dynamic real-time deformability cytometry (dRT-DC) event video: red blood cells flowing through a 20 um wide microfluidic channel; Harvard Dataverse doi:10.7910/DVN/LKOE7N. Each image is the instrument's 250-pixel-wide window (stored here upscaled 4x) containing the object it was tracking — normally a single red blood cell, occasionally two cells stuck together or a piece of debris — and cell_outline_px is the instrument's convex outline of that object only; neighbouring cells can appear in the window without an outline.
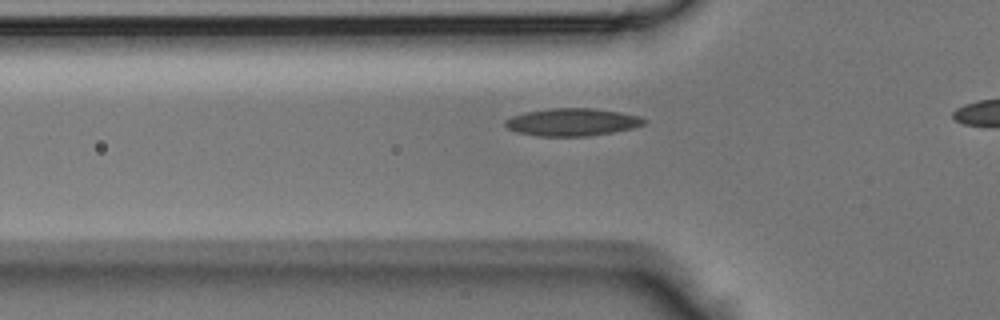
{"species": "Egyptian fruit bat (a non-hibernating species)", "species_latin": "Rousettus aegyptiacus", "temperature_condition": "room temperature", "stored_images_in_passage": 23, "camera_frame_rate_fps": 3000, "um_per_image_px": 0.085, "animal": {"sex": "male"}, "frame": {"image": 1, "passage_image": 7, "time_ms": 2.0, "image_size_px": [1000, 320], "cell_outline_px": [[648, 120], [644, 124], [632, 128], [612, 132], [588, 136], [540, 136], [516, 132], [508, 128], [504, 124], [504, 120], [512, 116], [524, 112], [548, 108], [592, 108], [620, 112], [640, 116]], "centroid_in_image_um": [48.62, 10.37], "position_along_channel_um": 77.2, "area_um2": 22.37}}
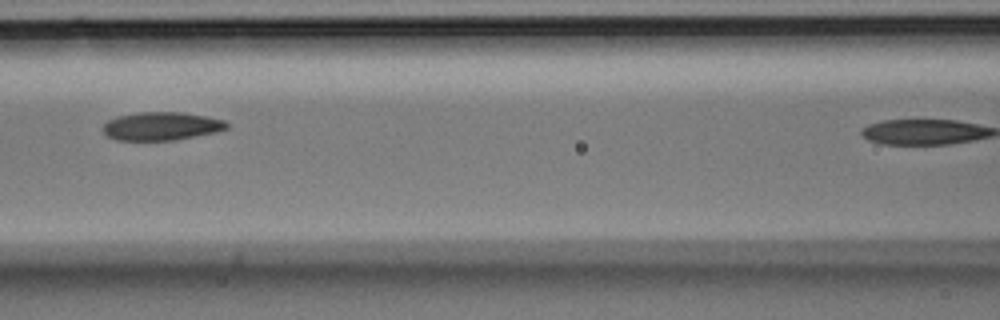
{"frame": {"image": 2, "passage_image": 12, "time_ms": 3.667, "image_size_px": [1000, 320], "cell_outline_px": [[228, 128], [216, 132], [176, 140], [116, 140], [108, 136], [104, 132], [104, 124], [108, 120], [120, 116], [140, 112], [184, 112], [224, 120], [228, 124]], "centroid_in_image_um": [13.74, 10.72], "position_along_channel_um": 152.9, "area_um2": 20.23}}
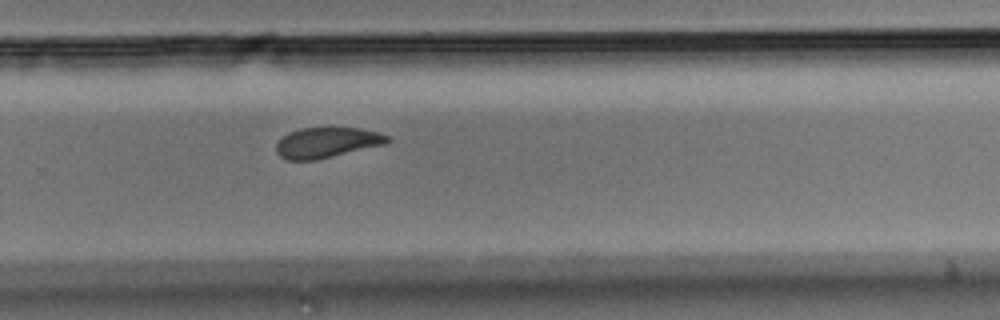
{"frame": {"image": 3, "passage_image": 22, "time_ms": 7.0, "image_size_px": [1000, 320], "cell_outline_px": [[392, 140], [388, 144], [316, 160], [288, 160], [280, 156], [276, 152], [276, 144], [288, 132], [300, 128], [328, 124], [360, 128], [380, 132], [388, 136]], "centroid_in_image_um": [27.84, 12.06], "position_along_channel_um": 302.0, "area_um2": 20.75}}